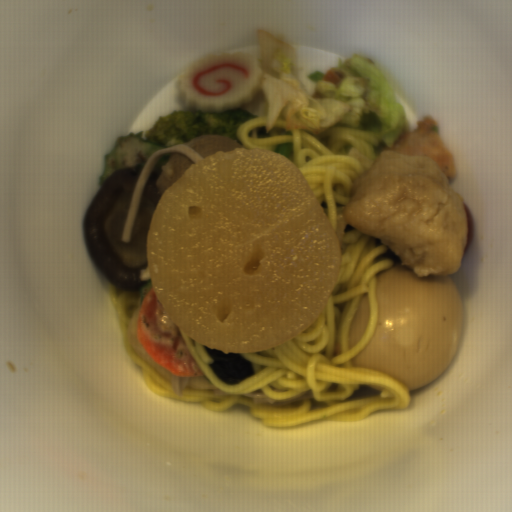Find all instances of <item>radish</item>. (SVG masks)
Returning a JSON list of instances; mask_svg holds the SVG:
<instances>
[{
	"mask_svg": "<svg viewBox=\"0 0 512 512\" xmlns=\"http://www.w3.org/2000/svg\"><path fill=\"white\" fill-rule=\"evenodd\" d=\"M151 287L180 331L221 353L272 350L313 325L341 250L303 172L266 148L222 150L158 200Z\"/></svg>",
	"mask_w": 512,
	"mask_h": 512,
	"instance_id": "obj_1",
	"label": "radish"
}]
</instances>
